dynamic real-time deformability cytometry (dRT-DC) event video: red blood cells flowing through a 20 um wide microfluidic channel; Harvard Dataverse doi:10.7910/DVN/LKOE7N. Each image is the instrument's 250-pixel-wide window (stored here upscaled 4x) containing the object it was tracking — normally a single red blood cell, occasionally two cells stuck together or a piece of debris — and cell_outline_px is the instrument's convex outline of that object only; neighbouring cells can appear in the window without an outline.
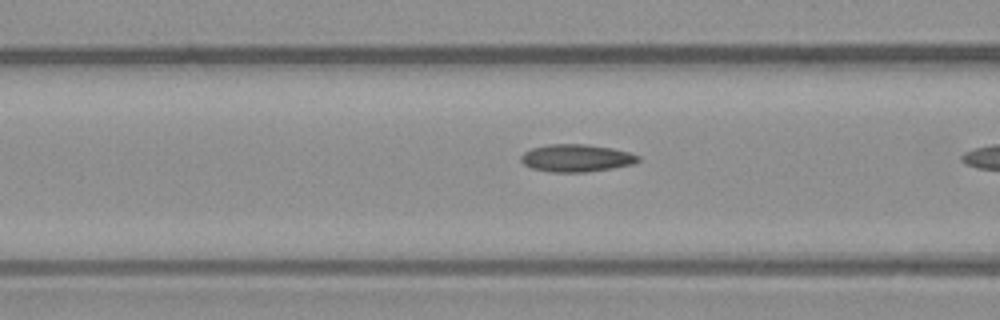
{"species": "common noctule bat (a hibernating species)", "species_latin": "Nyctalus noctula", "temperature_condition": "warm", "stored_images_in_passage": 8, "camera_frame_rate_fps": 3000, "um_per_image_px": 0.085, "animal": {"sex": "male", "body_mass_g": 23.1, "forearm_length_mm": 52.7}, "frame": {"image": 1, "passage_image": 7, "time_ms": 2.0, "image_size_px": [1000, 320], "cell_outline_px": [[640, 160], [632, 164], [612, 168], [584, 172], [548, 172], [532, 168], [524, 164], [520, 160], [520, 156], [524, 152], [532, 148], [548, 144], [584, 144], [612, 148], [628, 152], [640, 156]], "centroid_in_image_um": [48.96, 13.43], "position_along_channel_um": 117.6, "area_um2": 18.73}}